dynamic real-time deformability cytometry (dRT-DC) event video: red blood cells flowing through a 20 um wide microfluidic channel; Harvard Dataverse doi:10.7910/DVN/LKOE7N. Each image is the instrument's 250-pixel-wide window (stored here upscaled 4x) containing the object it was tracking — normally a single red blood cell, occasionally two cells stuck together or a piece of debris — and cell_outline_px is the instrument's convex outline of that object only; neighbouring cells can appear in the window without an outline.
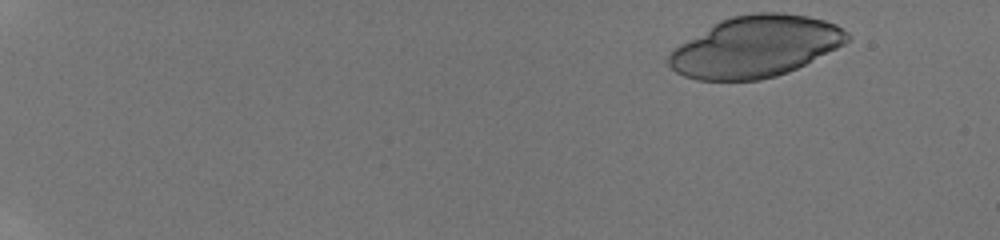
{"species": "human", "species_latin": "Homo sapiens", "temperature_condition": "room temperature", "stored_images_in_passage": 26, "camera_frame_rate_fps": 3000, "um_per_image_px": 0.085, "donor": {"sex": "male"}, "frame": {"image": 1, "passage_image": 1, "time_ms": 0.0, "image_size_px": [1000, 240], "cell_outline_px": [[852, 36], [844, 44], [788, 72], [776, 76], [760, 80], [696, 80], [684, 76], [676, 72], [668, 64], [668, 56], [680, 44], [712, 24], [720, 20], [732, 16], [752, 12], [784, 12], [808, 16], [824, 20], [836, 24], [848, 32]], "centroid_in_image_um": [64.22, 3.95], "position_along_channel_um": 20.8, "area_um2": 63.52}}
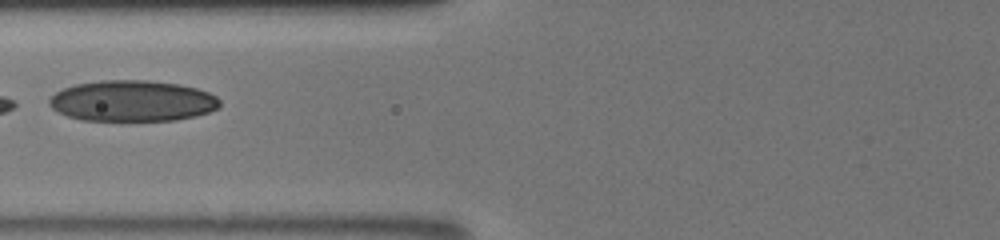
{"frame": {"image": 2, "passage_image": 12, "time_ms": 6.667, "image_size_px": [1000, 240], "cell_outline_px": [[220, 108], [196, 116], [176, 120], [80, 120], [68, 116], [52, 108], [48, 104], [48, 100], [56, 92], [64, 88], [76, 84], [104, 80], [148, 80], [180, 84], [196, 88], [208, 92], [216, 96], [220, 100]], "centroid_in_image_um": [11.27, 8.57], "position_along_channel_um": 114.5, "area_um2": 40.75}}
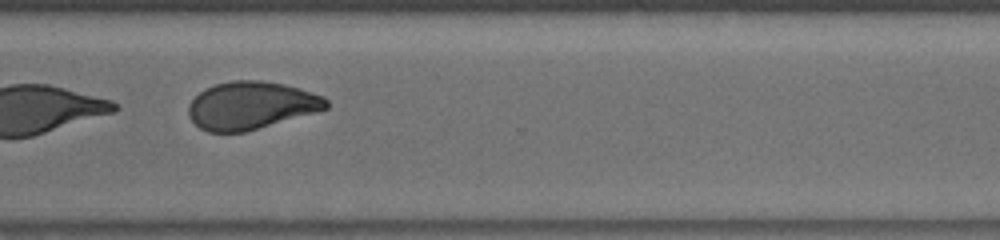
{"frame": {"image": 3, "passage_image": 21, "time_ms": 12.333, "image_size_px": [1000, 240], "cell_outline_px": [[328, 108], [316, 112], [244, 132], [208, 132], [200, 128], [188, 116], [188, 104], [204, 88], [216, 84], [232, 80], [260, 80], [284, 84], [324, 96], [328, 100]], "centroid_in_image_um": [21.32, 8.96], "position_along_channel_um": 349.3, "area_um2": 38.15}}